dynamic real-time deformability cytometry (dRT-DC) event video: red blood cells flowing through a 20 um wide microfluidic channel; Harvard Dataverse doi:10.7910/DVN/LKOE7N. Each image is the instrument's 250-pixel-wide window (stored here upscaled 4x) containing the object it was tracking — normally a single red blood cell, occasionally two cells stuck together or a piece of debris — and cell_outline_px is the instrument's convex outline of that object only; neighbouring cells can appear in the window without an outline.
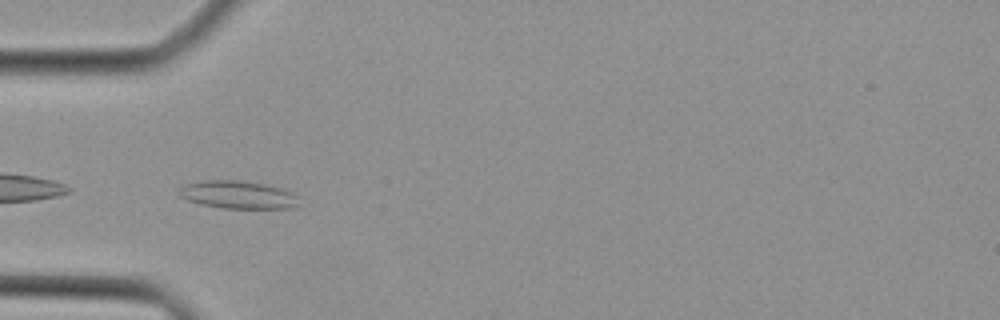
{"species": "Egyptian fruit bat (a non-hibernating species)", "species_latin": "Rousettus aegyptiacus", "temperature_condition": "cold", "stored_images_in_passage": 40, "camera_frame_rate_fps": 3000, "um_per_image_px": 0.085, "animal": {"sex": "female"}, "frame": {"image": 1, "passage_image": 10, "time_ms": 3.0, "image_size_px": [1000, 320], "cell_outline_px": [[300, 204], [288, 208], [224, 208], [200, 204], [188, 200], [180, 196], [180, 188], [184, 184], [204, 180], [236, 180], [264, 184], [284, 188], [292, 192], [296, 196]], "centroid_in_image_um": [20.24, 16.55], "position_along_channel_um": 64.8, "area_um2": 19.36}}
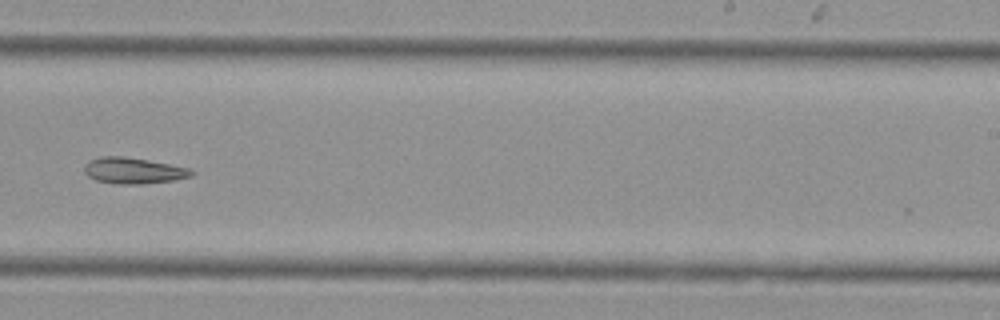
{"frame": {"image": 2, "passage_image": 24, "time_ms": 7.667, "image_size_px": [1000, 320], "cell_outline_px": [[196, 172], [192, 176], [176, 180], [140, 184], [116, 184], [96, 180], [88, 176], [84, 172], [84, 164], [88, 160], [100, 156], [124, 156], [148, 160], [188, 168]], "centroid_in_image_um": [11.31, 14.5], "position_along_channel_um": 277.7, "area_um2": 16.42}}
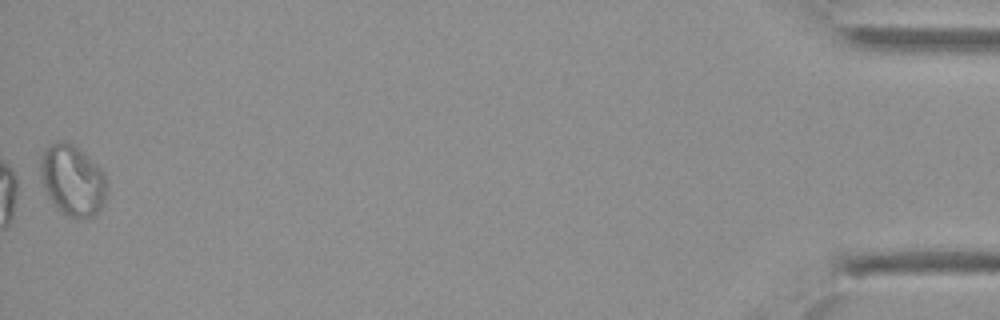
{"frame": {"image": 3, "passage_image": 40, "time_ms": 13.0, "image_size_px": [1000, 320], "cell_outline_px": [[108, 192], [104, 204], [92, 216], [84, 220], [76, 220], [68, 216], [56, 208], [48, 196], [44, 188], [40, 176], [40, 156], [56, 140], [64, 140], [72, 144], [100, 168], [104, 172]], "centroid_in_image_um": [6.17, 15.37], "position_along_channel_um": 429.0, "area_um2": 27.57}}